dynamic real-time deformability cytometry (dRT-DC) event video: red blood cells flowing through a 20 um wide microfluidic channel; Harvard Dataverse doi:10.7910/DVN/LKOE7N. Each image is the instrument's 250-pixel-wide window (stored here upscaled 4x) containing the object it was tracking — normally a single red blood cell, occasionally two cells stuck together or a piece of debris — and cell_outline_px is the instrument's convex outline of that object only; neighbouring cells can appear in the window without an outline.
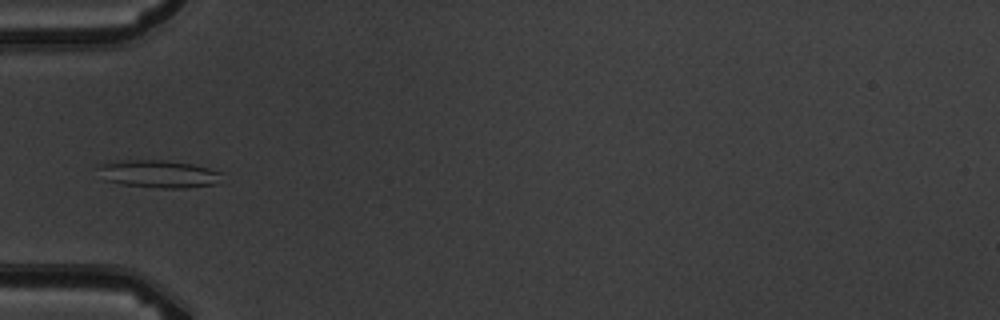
{"species": "common noctule bat (a hibernating species)", "species_latin": "Nyctalus noctula", "temperature_condition": "warm", "stored_images_in_passage": 6, "camera_frame_rate_fps": 3000, "um_per_image_px": 0.085, "animal": {"sex": "male", "body_mass_g": 19.5, "forearm_length_mm": 54.6}, "frame": {"image": 1, "passage_image": 6, "time_ms": 5.667, "image_size_px": [1000, 320], "cell_outline_px": [[220, 172], [216, 184], [184, 188], [160, 188], [120, 184], [104, 180], [96, 168], [100, 164], [120, 160], [164, 160], [192, 164], [208, 168]], "centroid_in_image_um": [13.39, 14.78], "position_along_channel_um": 71.6, "area_um2": 19.83}}